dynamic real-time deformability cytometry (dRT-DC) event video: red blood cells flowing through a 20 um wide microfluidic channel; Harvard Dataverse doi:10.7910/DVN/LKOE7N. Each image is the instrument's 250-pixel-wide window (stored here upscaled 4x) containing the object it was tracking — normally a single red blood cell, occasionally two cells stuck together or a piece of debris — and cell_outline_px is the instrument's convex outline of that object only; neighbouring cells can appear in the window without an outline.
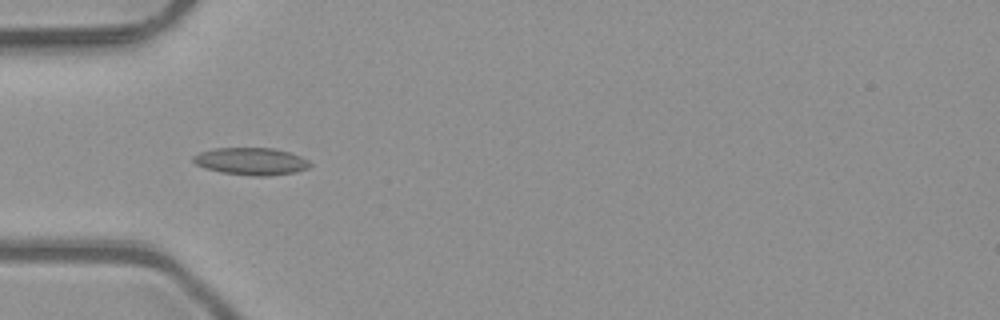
{"species": "common noctule bat (a hibernating species)", "species_latin": "Nyctalus noctula", "temperature_condition": "room temperature", "stored_images_in_passage": 50, "camera_frame_rate_fps": 3000, "um_per_image_px": 0.085, "animal": {"sex": "male", "body_mass_g": 23.1, "forearm_length_mm": 52.7}, "frame": {"image": 1, "passage_image": 16, "time_ms": 5.0, "image_size_px": [1000, 320], "cell_outline_px": [[312, 164], [308, 168], [296, 172], [268, 176], [252, 176], [220, 172], [204, 168], [196, 164], [192, 160], [192, 156], [200, 152], [212, 148], [272, 148], [288, 152], [300, 156], [308, 160]], "centroid_in_image_um": [21.33, 13.71], "position_along_channel_um": 63.7, "area_um2": 18.67}}
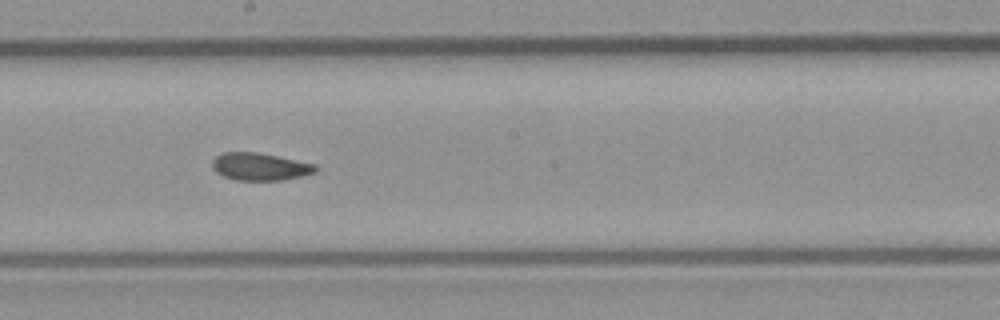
{"frame": {"image": 2, "passage_image": 28, "time_ms": 9.0, "image_size_px": [1000, 320], "cell_outline_px": [[320, 168], [316, 172], [304, 176], [280, 180], [236, 180], [224, 176], [216, 172], [212, 168], [212, 160], [216, 156], [224, 152], [256, 152], [316, 164]], "centroid_in_image_um": [22.12, 14.17], "position_along_channel_um": 226.1, "area_um2": 16.59}}
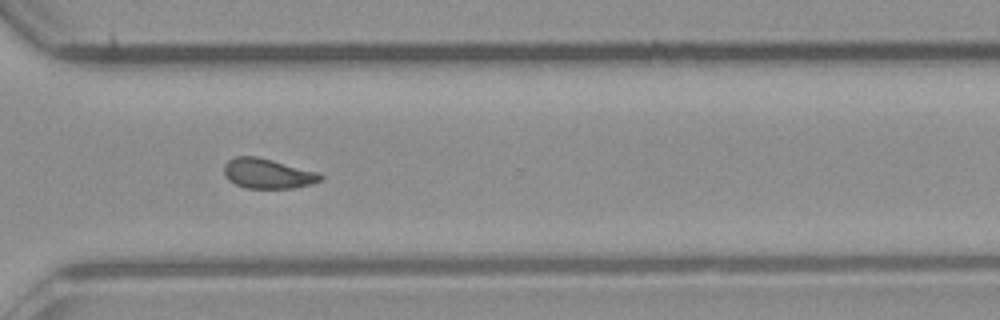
{"frame": {"image": 3, "passage_image": 37, "time_ms": 12.0, "image_size_px": [1000, 320], "cell_outline_px": [[324, 180], [312, 184], [292, 188], [244, 188], [228, 180], [224, 176], [224, 164], [228, 160], [236, 156], [256, 156], [320, 172], [324, 176]], "centroid_in_image_um": [22.78, 14.75], "position_along_channel_um": 347.8, "area_um2": 17.05}, "authors_computed_cell_mechanics": {"area_um2": 17.0221, "velocity_mm_per_s": 4.0747, "shape_relaxation_time_tau1_ms": null, "shape_relaxation_time_tau2_ms": 2.762, "deformation_change_tau1": null, "deformation_change_tau2": 0.0909}}